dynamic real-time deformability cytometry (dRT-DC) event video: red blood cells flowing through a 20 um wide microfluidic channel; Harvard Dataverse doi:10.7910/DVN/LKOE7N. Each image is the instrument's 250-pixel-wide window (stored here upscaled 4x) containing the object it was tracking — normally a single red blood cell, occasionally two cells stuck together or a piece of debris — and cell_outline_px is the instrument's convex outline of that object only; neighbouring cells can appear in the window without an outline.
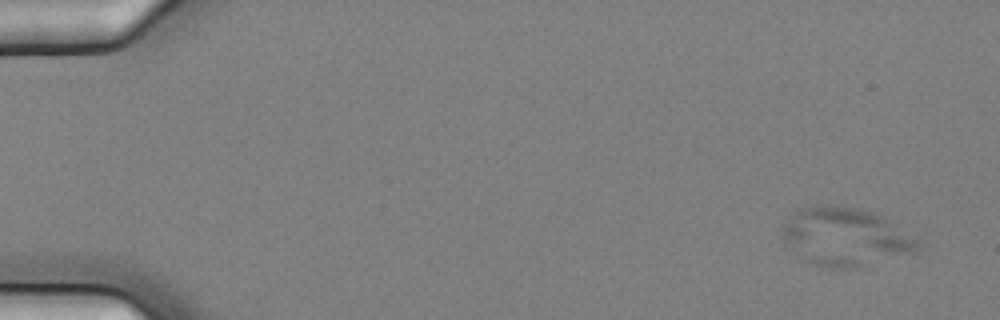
{"species": "common noctule bat (a hibernating species)", "species_latin": "Nyctalus noctula", "temperature_condition": "cold", "stored_images_in_passage": 7, "camera_frame_rate_fps": 3000, "um_per_image_px": 0.085, "animal": {"sex": "female", "body_mass_g": 25.1}, "frame": {"image": 1, "passage_image": 2, "time_ms": 0.333, "image_size_px": [1000, 320], "cell_outline_px": [[920, 248], [916, 252], [852, 268], [828, 268], [812, 264], [800, 256], [784, 244], [780, 228], [796, 208], [812, 204], [856, 208], [872, 212], [888, 220], [916, 240], [920, 244]], "centroid_in_image_um": [71.75, 20.12], "position_along_channel_um": 13.2, "area_um2": 45.66}}